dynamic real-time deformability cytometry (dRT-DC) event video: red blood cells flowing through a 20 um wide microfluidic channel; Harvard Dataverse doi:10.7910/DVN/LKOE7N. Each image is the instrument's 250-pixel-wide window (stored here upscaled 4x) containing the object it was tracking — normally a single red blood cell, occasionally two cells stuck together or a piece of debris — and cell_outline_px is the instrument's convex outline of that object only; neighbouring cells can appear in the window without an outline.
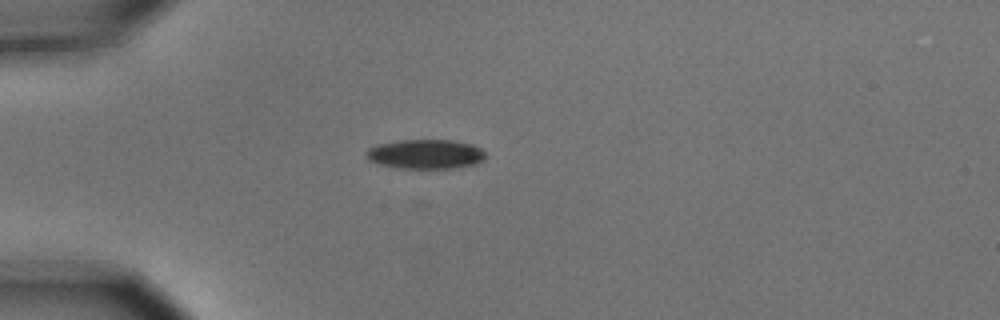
{"species": "common noctule bat (a hibernating species)", "species_latin": "Nyctalus noctula", "temperature_condition": "cold", "stored_images_in_passage": 4, "camera_frame_rate_fps": 3000, "um_per_image_px": 0.085, "animal": {"sex": "male", "body_mass_g": 15.6}, "frame": {"image": 1, "passage_image": 3, "time_ms": 0.667, "image_size_px": [1000, 320], "cell_outline_px": [[484, 160], [476, 164], [456, 168], [400, 168], [380, 164], [368, 160], [364, 156], [368, 148], [376, 144], [400, 140], [452, 140], [472, 144], [480, 148], [484, 152]], "centroid_in_image_um": [36.15, 13.1], "position_along_channel_um": 48.9, "area_um2": 20.58}}